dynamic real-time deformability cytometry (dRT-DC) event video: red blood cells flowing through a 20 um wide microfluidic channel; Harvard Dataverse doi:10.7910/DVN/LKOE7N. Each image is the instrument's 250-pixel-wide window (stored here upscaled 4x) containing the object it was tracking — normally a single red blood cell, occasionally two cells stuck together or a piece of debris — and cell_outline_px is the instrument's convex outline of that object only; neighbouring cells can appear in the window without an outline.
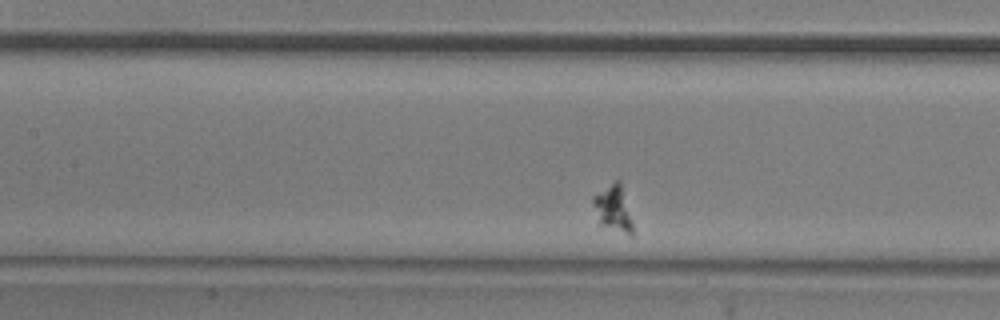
{"species": "common noctule bat (a hibernating species)", "species_latin": "Nyctalus noctula", "temperature_condition": "room temperature", "stored_images_in_passage": 37, "camera_frame_rate_fps": 3000, "um_per_image_px": 0.085, "animal": {"sex": "male", "body_mass_g": 20.5, "forearm_length_mm": 52.5}, "frame": {"image": 1, "passage_image": 11, "time_ms": 3.333, "image_size_px": [1000, 320], "cell_outline_px": [[632, 236], [600, 224], [592, 204], [592, 196], [616, 180], [620, 180], [632, 224]], "centroid_in_image_um": [52.1, 17.7], "position_along_channel_um": 155.3, "area_um2": 10.23}}
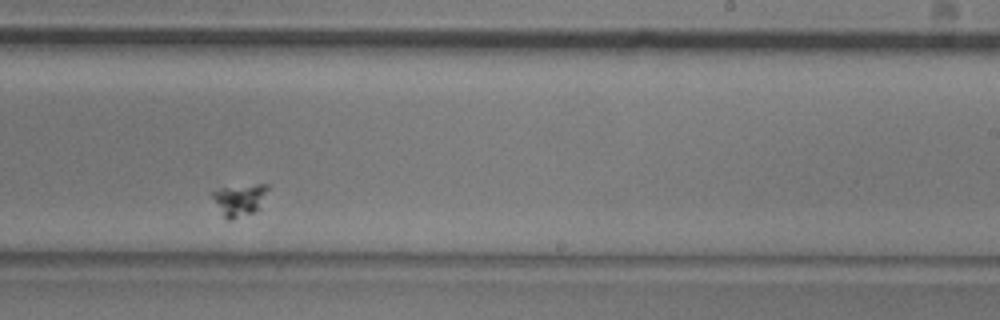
{"frame": {"image": 2, "passage_image": 21, "time_ms": 6.667, "image_size_px": [1000, 320], "cell_outline_px": [[268, 188], [260, 208], [252, 212], [232, 220], [228, 220], [224, 216], [212, 196], [212, 192], [220, 188], [256, 184], [268, 184]], "centroid_in_image_um": [20.38, 16.97], "position_along_channel_um": 268.6, "area_um2": 10.0}}
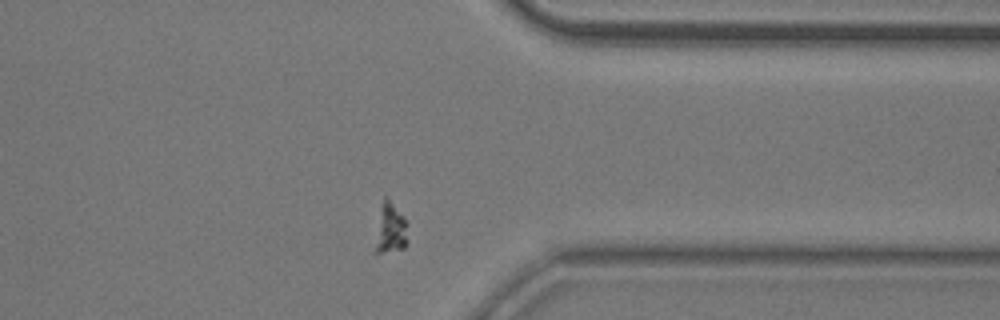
{"frame": {"image": 3, "passage_image": 31, "time_ms": 10.0, "image_size_px": [1000, 320], "cell_outline_px": [[408, 244], [404, 248], [380, 252], [372, 252], [380, 208], [384, 196], [388, 196], [404, 216], [408, 224]], "centroid_in_image_um": [33.19, 19.41], "position_along_channel_um": 378.2, "area_um2": 10.06}}